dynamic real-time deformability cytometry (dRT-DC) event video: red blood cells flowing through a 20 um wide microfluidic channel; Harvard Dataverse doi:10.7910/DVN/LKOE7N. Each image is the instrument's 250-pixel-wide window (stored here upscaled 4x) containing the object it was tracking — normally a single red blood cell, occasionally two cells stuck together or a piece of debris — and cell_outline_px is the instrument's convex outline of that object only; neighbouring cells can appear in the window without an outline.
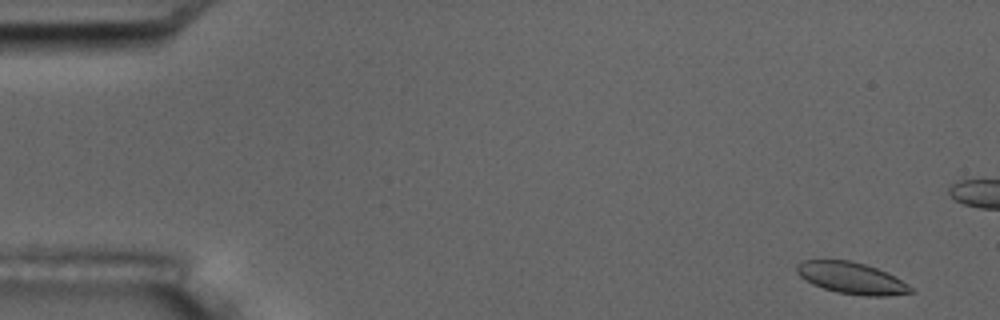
{"species": "common noctule bat (a hibernating species)", "species_latin": "Nyctalus noctula", "temperature_condition": "room temperature", "stored_images_in_passage": 5, "camera_frame_rate_fps": 3000, "um_per_image_px": 0.085, "animal": {"sex": "male", "body_mass_g": 17.5, "forearm_length_mm": 52.3}, "frame": {"image": 1, "passage_image": 1, "time_ms": 0.0, "image_size_px": [1000, 320], "cell_outline_px": [[916, 292], [888, 296], [864, 296], [836, 292], [812, 284], [800, 276], [796, 272], [796, 264], [804, 260], [848, 260], [864, 264], [876, 268], [908, 284]], "centroid_in_image_um": [72.36, 23.65], "position_along_channel_um": 12.6, "area_um2": 20.81}}